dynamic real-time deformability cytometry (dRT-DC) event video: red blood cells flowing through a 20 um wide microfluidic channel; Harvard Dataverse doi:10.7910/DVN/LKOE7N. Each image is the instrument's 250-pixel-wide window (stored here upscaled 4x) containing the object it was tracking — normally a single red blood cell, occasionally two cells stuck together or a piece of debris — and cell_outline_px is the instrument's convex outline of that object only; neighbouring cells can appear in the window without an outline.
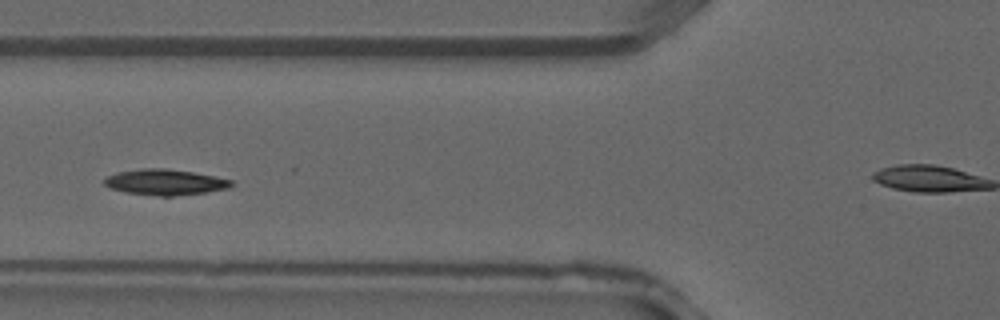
{"species": "common noctule bat (a hibernating species)", "species_latin": "Nyctalus noctula", "temperature_condition": "warm", "stored_images_in_passage": 6, "camera_frame_rate_fps": 3000, "um_per_image_px": 0.085, "animal": {"sex": "male", "forearm_length_mm": 52.5}, "frame": {"image": 1, "passage_image": 3, "time_ms": 0.667, "image_size_px": [1000, 320], "cell_outline_px": [[236, 184], [228, 188], [204, 192], [172, 196], [160, 196], [124, 192], [112, 188], [104, 184], [104, 180], [108, 176], [116, 172], [140, 168], [168, 168], [192, 172], [232, 180]], "centroid_in_image_um": [14.02, 15.47], "position_along_channel_um": 111.8, "area_um2": 18.96}}